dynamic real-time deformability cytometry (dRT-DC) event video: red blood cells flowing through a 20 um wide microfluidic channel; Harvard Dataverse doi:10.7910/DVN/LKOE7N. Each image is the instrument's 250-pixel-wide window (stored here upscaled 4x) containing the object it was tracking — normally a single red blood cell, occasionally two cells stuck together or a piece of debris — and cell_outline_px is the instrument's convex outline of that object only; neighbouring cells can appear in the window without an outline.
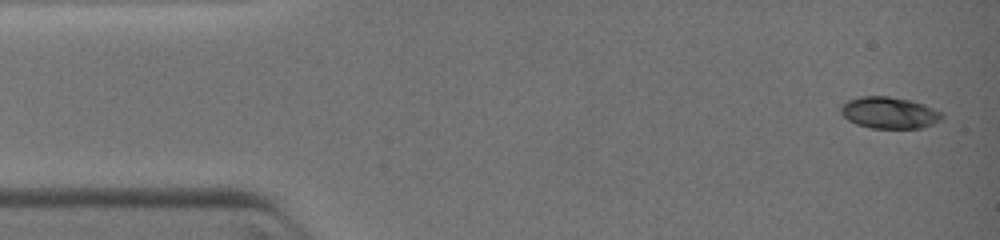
{"species": "common noctule bat (a hibernating species)", "species_latin": "Nyctalus noctula", "temperature_condition": "warm", "stored_images_in_passage": 5, "camera_frame_rate_fps": 3000, "um_per_image_px": 0.085, "animal": {"sex": "female", "body_mass_g": 19.0, "forearm_length_mm": 51.5}, "frame": {"image": 1, "passage_image": 1, "time_ms": 0.0, "image_size_px": [1000, 240], "cell_outline_px": [[944, 116], [940, 120], [932, 124], [920, 128], [872, 128], [856, 124], [848, 120], [840, 112], [840, 108], [848, 100], [860, 96], [888, 96], [912, 100], [924, 104], [944, 112]], "centroid_in_image_um": [75.62, 9.57], "position_along_channel_um": 9.4, "area_um2": 18.73}}